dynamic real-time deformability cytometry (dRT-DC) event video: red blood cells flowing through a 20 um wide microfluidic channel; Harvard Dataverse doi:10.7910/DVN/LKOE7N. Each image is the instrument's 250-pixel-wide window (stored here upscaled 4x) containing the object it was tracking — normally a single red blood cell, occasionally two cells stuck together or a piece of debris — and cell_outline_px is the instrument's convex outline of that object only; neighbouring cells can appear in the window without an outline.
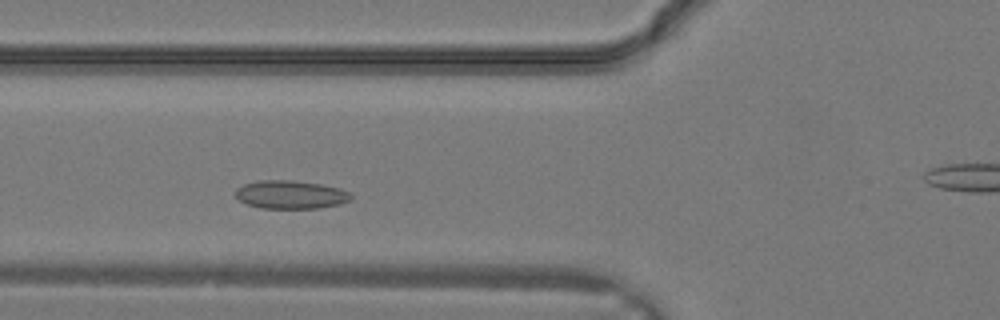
{"species": "common noctule bat (a hibernating species)", "species_latin": "Nyctalus noctula", "temperature_condition": "warm", "stored_images_in_passage": 28, "camera_frame_rate_fps": 3000, "um_per_image_px": 0.085, "animal": {"sex": "male", "body_mass_g": 19.2, "forearm_length_mm": 51.8}, "frame": {"image": 1, "passage_image": 8, "time_ms": 2.333, "image_size_px": [1000, 320], "cell_outline_px": [[352, 196], [348, 200], [340, 204], [316, 208], [260, 208], [248, 204], [240, 200], [236, 196], [236, 188], [244, 184], [260, 180], [296, 180], [320, 184], [340, 188], [352, 192]], "centroid_in_image_um": [24.72, 16.53], "position_along_channel_um": 101.1, "area_um2": 19.02}}
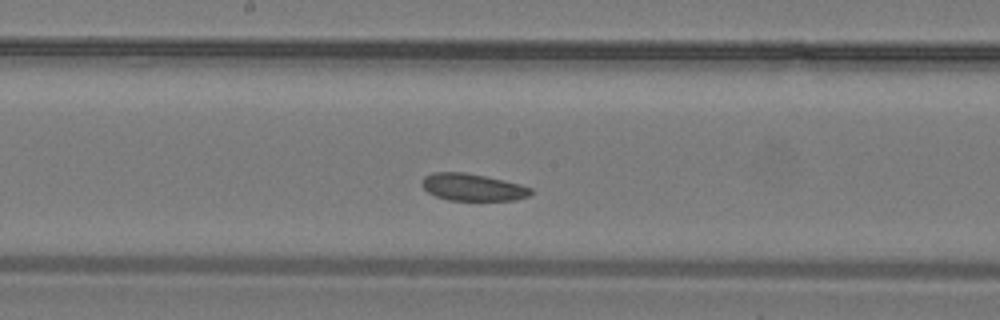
{"frame": {"image": 2, "passage_image": 13, "time_ms": 4.0, "image_size_px": [1000, 320], "cell_outline_px": [[532, 192], [528, 196], [516, 200], [448, 200], [436, 196], [428, 192], [420, 184], [420, 180], [424, 176], [432, 172], [464, 172], [504, 180], [520, 184], [532, 188]], "centroid_in_image_um": [40.14, 15.91], "position_along_channel_um": 208.1, "area_um2": 17.28}}
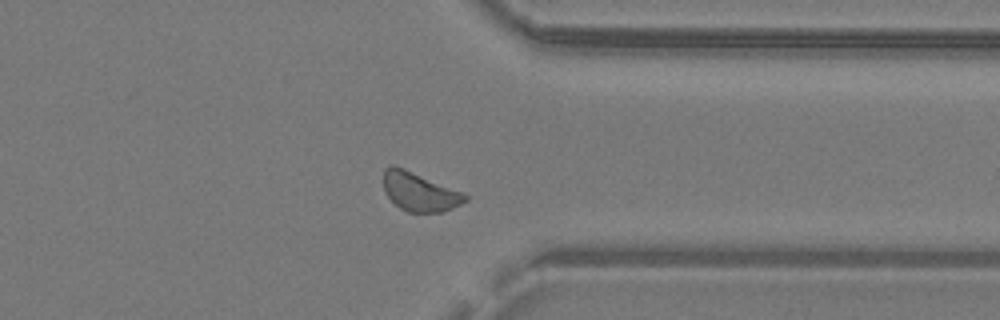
{"frame": {"image": 3, "passage_image": 21, "time_ms": 6.667, "image_size_px": [1000, 320], "cell_outline_px": [[468, 200], [452, 208], [440, 212], [408, 212], [400, 208], [388, 196], [384, 188], [384, 168], [392, 164], [404, 168], [460, 192], [468, 196]], "centroid_in_image_um": [35.63, 16.3], "position_along_channel_um": 375.8, "area_um2": 17.98}}